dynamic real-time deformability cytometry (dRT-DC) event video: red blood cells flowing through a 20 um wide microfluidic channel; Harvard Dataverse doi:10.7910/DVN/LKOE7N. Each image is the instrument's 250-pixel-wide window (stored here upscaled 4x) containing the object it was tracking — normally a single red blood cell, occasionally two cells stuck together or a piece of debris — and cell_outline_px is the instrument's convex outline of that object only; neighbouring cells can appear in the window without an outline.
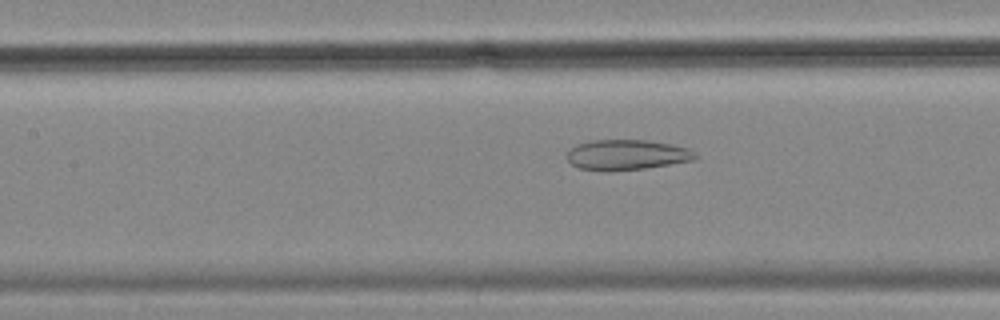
{"species": "common noctule bat (a hibernating species)", "species_latin": "Nyctalus noctula", "temperature_condition": "cold", "stored_images_in_passage": 46, "camera_frame_rate_fps": 3000, "um_per_image_px": 0.085, "animal": {"sex": "female", "body_mass_g": 18.4}, "frame": {"image": 1, "passage_image": 20, "time_ms": 6.333, "image_size_px": [1000, 320], "cell_outline_px": [[700, 156], [692, 160], [644, 168], [604, 172], [580, 168], [572, 164], [568, 160], [568, 152], [576, 144], [592, 140], [648, 140], [672, 144], [688, 148], [696, 152]], "centroid_in_image_um": [53.29, 13.15], "position_along_channel_um": 154.1, "area_um2": 22.66}}
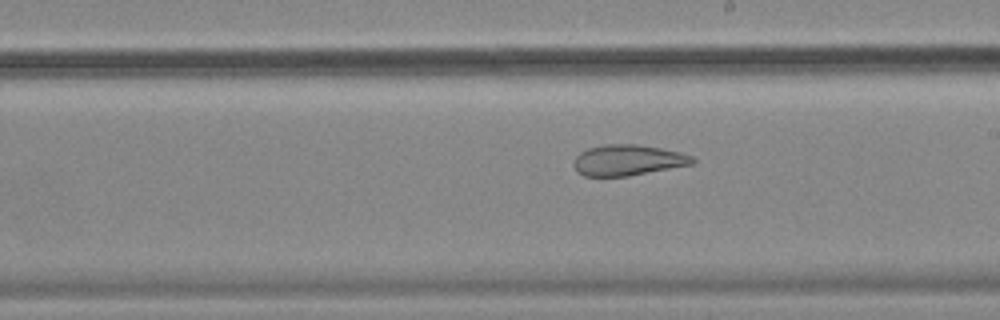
{"frame": {"image": 2, "passage_image": 27, "time_ms": 8.667, "image_size_px": [1000, 320], "cell_outline_px": [[696, 164], [628, 176], [584, 176], [576, 172], [576, 156], [580, 152], [588, 148], [604, 144], [636, 144], [660, 148], [680, 152], [692, 156], [696, 160]], "centroid_in_image_um": [53.42, 13.61], "position_along_channel_um": 235.6, "area_um2": 21.33}}
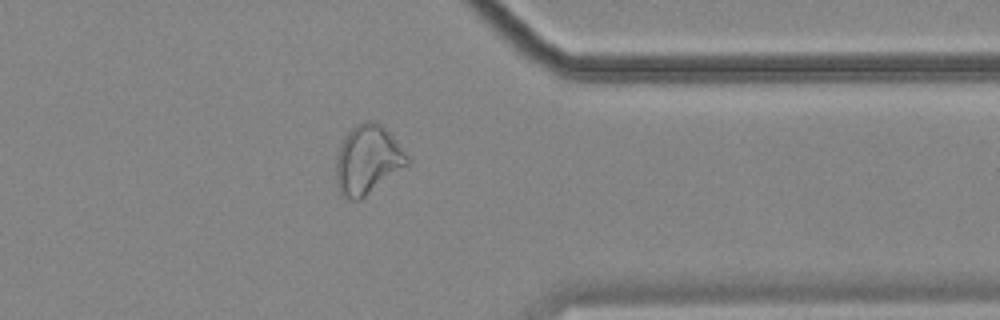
{"frame": {"image": 3, "passage_image": 40, "time_ms": 13.0, "image_size_px": [1000, 320], "cell_outline_px": [[408, 164], [360, 200], [348, 200], [340, 192], [336, 184], [336, 156], [340, 144], [344, 136], [352, 128], [364, 120], [376, 120], [388, 132], [408, 156]], "centroid_in_image_um": [31.2, 13.58], "position_along_channel_um": 380.2, "area_um2": 28.32}}